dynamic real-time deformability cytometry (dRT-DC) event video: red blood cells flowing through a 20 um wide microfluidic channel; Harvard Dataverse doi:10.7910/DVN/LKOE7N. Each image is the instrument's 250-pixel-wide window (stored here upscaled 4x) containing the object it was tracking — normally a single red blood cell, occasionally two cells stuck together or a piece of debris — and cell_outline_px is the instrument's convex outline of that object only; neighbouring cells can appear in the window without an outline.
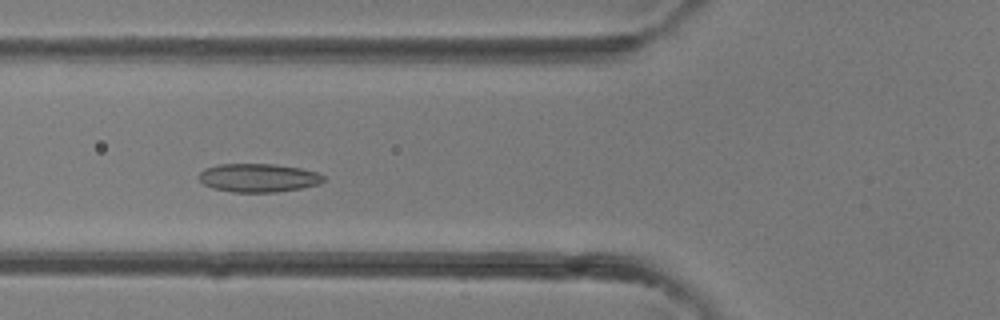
{"species": "common noctule bat (a hibernating species)", "species_latin": "Nyctalus noctula", "temperature_condition": "room temperature", "stored_images_in_passage": 29, "camera_frame_rate_fps": 3000, "um_per_image_px": 0.085, "animal": {"sex": "female"}, "frame": {"image": 1, "passage_image": 5, "time_ms": 1.333, "image_size_px": [1000, 320], "cell_outline_px": [[324, 180], [320, 184], [300, 188], [276, 192], [232, 192], [212, 188], [204, 184], [200, 180], [200, 172], [204, 168], [220, 164], [272, 164], [300, 168], [320, 172], [324, 176]], "centroid_in_image_um": [21.98, 15.11], "position_along_channel_um": 103.8, "area_um2": 20.69}}
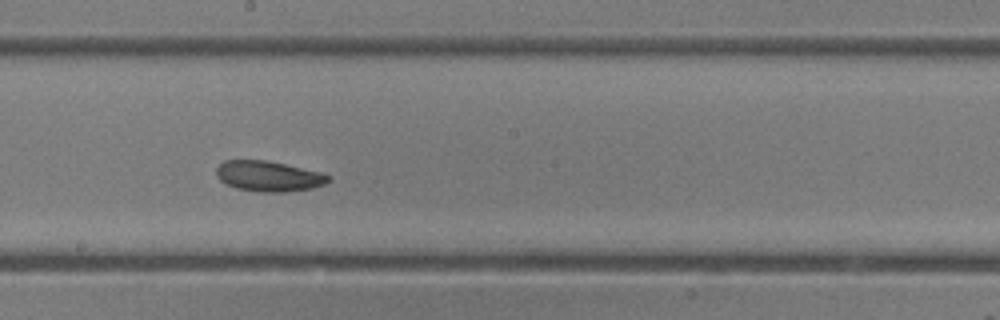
{"frame": {"image": 2, "passage_image": 12, "time_ms": 3.667, "image_size_px": [1000, 320], "cell_outline_px": [[332, 180], [324, 184], [312, 188], [284, 192], [260, 192], [236, 188], [220, 180], [216, 176], [216, 168], [224, 160], [264, 160], [284, 164], [320, 172], [332, 176]], "centroid_in_image_um": [22.84, 14.98], "position_along_channel_um": 225.4, "area_um2": 19.83}}
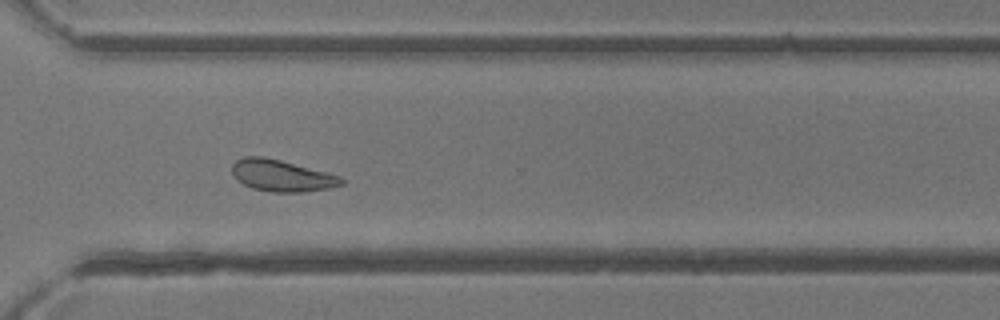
{"frame": {"image": 3, "passage_image": 19, "time_ms": 6.0, "image_size_px": [1000, 320], "cell_outline_px": [[344, 184], [328, 188], [304, 192], [272, 192], [252, 188], [236, 180], [232, 172], [232, 164], [236, 160], [244, 156], [264, 156], [280, 160], [340, 176], [344, 180]], "centroid_in_image_um": [23.91, 14.93], "position_along_channel_um": 346.7, "area_um2": 20.06}}